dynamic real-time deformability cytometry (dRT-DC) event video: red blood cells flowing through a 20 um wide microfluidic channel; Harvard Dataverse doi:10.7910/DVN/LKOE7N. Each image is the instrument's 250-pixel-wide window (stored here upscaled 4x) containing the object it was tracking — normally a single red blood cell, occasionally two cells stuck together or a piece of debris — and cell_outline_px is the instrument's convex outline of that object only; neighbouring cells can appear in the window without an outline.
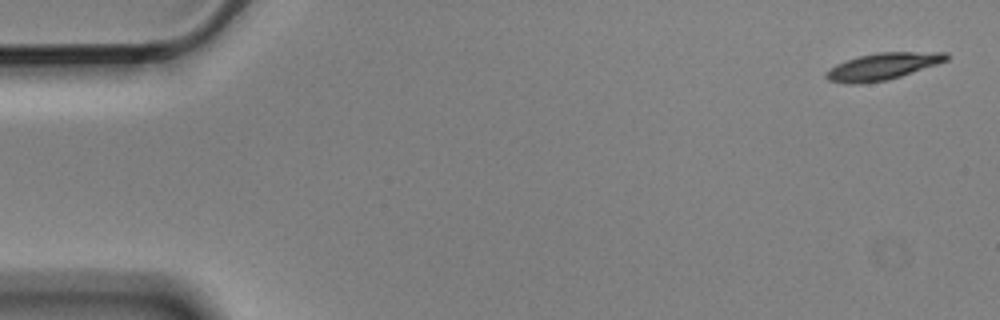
{"species": "Egyptian fruit bat (a non-hibernating species)", "species_latin": "Rousettus aegyptiacus", "temperature_condition": "cold", "stored_images_in_passage": 4, "camera_frame_rate_fps": 3000, "um_per_image_px": 0.085, "animal": {"sex": "male"}, "frame": {"image": 1, "passage_image": 1, "time_ms": 0.0, "image_size_px": [1000, 320], "cell_outline_px": [[948, 60], [888, 80], [860, 84], [844, 84], [828, 80], [824, 76], [824, 72], [836, 64], [860, 56], [876, 52], [948, 52]], "centroid_in_image_um": [74.98, 5.65], "position_along_channel_um": 10.0, "area_um2": 18.79}}
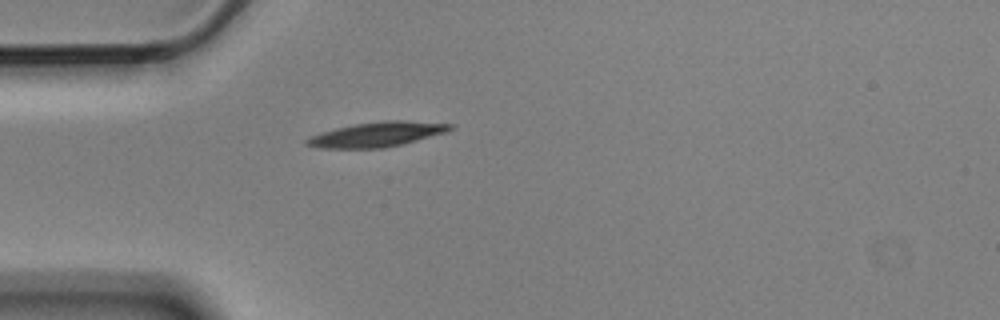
{"frame": {"image": 2, "passage_image": 4, "time_ms": 1.0, "image_size_px": [1000, 320], "cell_outline_px": [[456, 128], [448, 132], [384, 148], [320, 148], [304, 144], [304, 140], [320, 132], [336, 128], [356, 124], [384, 120], [404, 120], [452, 124]], "centroid_in_image_um": [32.06, 11.42], "position_along_channel_um": 52.9, "area_um2": 20.63}}